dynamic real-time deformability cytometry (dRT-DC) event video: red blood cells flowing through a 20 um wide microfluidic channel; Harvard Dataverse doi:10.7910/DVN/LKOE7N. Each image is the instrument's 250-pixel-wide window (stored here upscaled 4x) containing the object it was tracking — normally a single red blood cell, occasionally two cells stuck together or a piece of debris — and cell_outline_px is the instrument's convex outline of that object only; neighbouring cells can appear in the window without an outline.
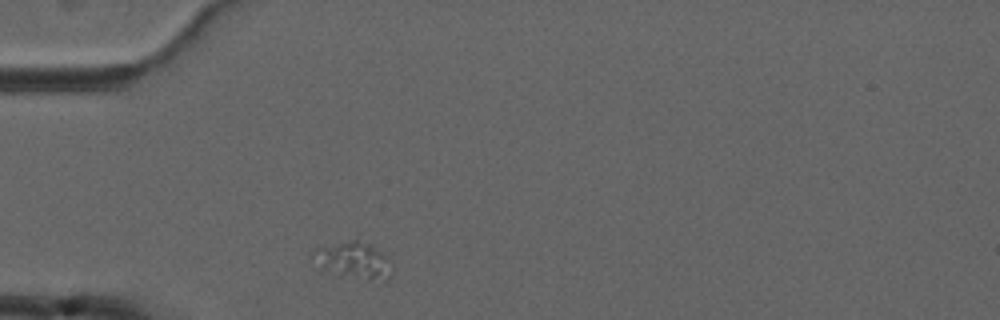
{"species": "common noctule bat (a hibernating species)", "species_latin": "Nyctalus noctula", "temperature_condition": "cold", "stored_images_in_passage": 3, "camera_frame_rate_fps": 3000, "um_per_image_px": 0.085, "animal": {"sex": "male", "forearm_length_mm": 52.5}, "frame": {"image": 1, "passage_image": 3, "time_ms": 2.333, "image_size_px": [1000, 320], "cell_outline_px": [[396, 268], [392, 276], [384, 284], [364, 280], [320, 268], [312, 252], [316, 248], [352, 240], [356, 240], [372, 244], [384, 252], [392, 260]], "centroid_in_image_um": [30.27, 22.17], "position_along_channel_um": 54.7, "area_um2": 17.4}}